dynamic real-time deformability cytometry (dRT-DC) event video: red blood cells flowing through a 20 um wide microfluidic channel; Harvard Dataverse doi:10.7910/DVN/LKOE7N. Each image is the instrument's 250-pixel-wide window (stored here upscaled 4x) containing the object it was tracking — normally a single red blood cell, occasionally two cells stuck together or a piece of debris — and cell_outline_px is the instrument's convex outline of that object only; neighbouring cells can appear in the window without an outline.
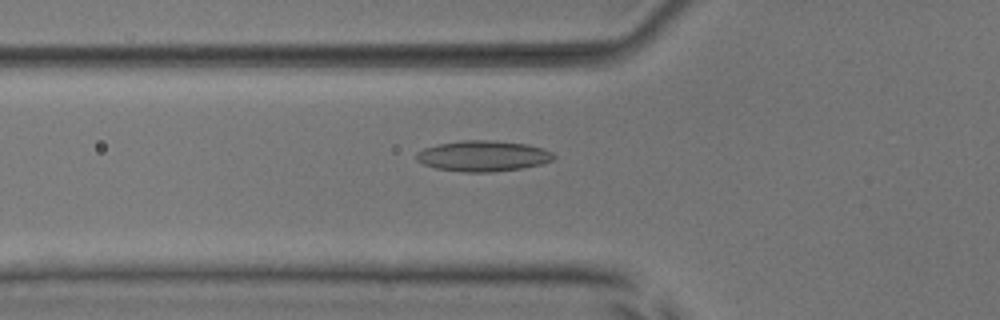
{"species": "common noctule bat (a hibernating species)", "species_latin": "Nyctalus noctula", "temperature_condition": "room temperature", "stored_images_in_passage": 27, "camera_frame_rate_fps": 3000, "um_per_image_px": 0.085, "animal": {"sex": "male", "body_mass_g": 17.9, "forearm_length_mm": 54.2}, "frame": {"image": 1, "passage_image": 19, "time_ms": 6.0, "image_size_px": [1000, 320], "cell_outline_px": [[556, 156], [552, 160], [540, 164], [524, 168], [492, 172], [464, 172], [436, 168], [424, 164], [416, 160], [416, 152], [424, 148], [440, 144], [464, 140], [492, 140], [528, 144], [544, 148], [552, 152]], "centroid_in_image_um": [41.08, 13.26], "position_along_channel_um": 84.7, "area_um2": 24.62}}
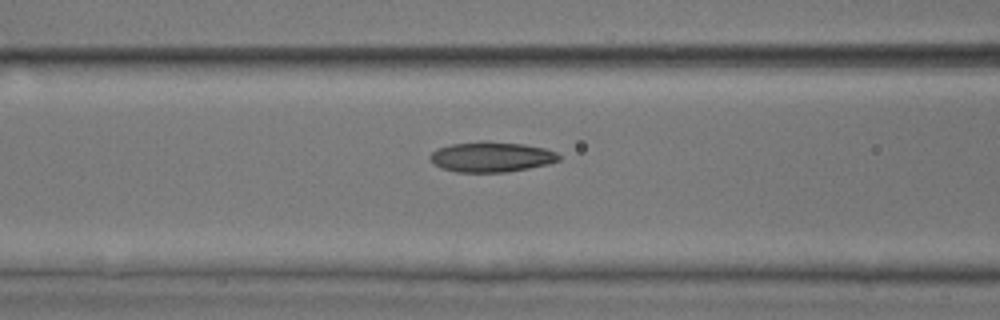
{"frame": {"image": 2, "passage_image": 22, "time_ms": 7.0, "image_size_px": [1000, 320], "cell_outline_px": [[560, 160], [548, 164], [508, 172], [456, 172], [440, 168], [432, 164], [428, 156], [436, 148], [452, 144], [480, 140], [488, 140], [524, 144], [544, 148], [556, 152], [560, 156]], "centroid_in_image_um": [41.72, 13.32], "position_along_channel_um": 124.9, "area_um2": 23.12}}